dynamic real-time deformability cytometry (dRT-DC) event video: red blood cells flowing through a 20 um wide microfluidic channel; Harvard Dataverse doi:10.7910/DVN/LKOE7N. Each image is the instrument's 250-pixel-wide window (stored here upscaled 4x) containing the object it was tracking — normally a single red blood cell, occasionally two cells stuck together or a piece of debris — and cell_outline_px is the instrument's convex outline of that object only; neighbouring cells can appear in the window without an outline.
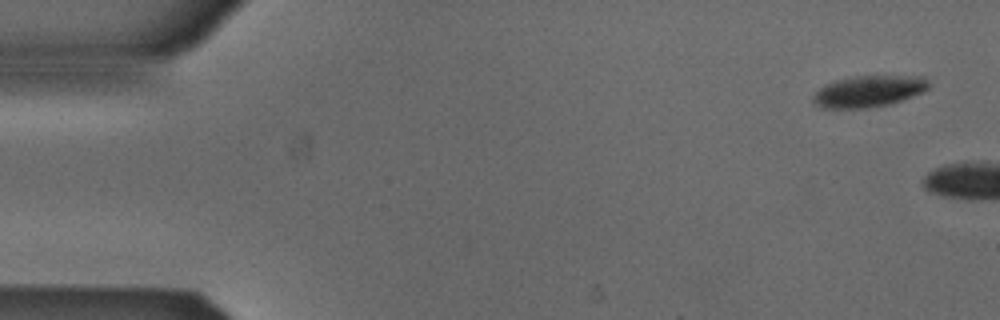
{"species": "Egyptian fruit bat (a non-hibernating species)", "species_latin": "Rousettus aegyptiacus", "temperature_condition": "cold", "stored_images_in_passage": 2, "camera_frame_rate_fps": 3000, "um_per_image_px": 0.085, "animal": {"sex": "male"}, "frame": {"image": 1, "passage_image": 1, "time_ms": 0.0, "image_size_px": [1000, 320], "cell_outline_px": [[928, 88], [924, 92], [892, 104], [868, 108], [820, 108], [812, 104], [812, 96], [820, 88], [836, 80], [856, 76], [924, 76], [928, 80]], "centroid_in_image_um": [73.84, 7.77], "position_along_channel_um": 11.2, "area_um2": 21.33}}